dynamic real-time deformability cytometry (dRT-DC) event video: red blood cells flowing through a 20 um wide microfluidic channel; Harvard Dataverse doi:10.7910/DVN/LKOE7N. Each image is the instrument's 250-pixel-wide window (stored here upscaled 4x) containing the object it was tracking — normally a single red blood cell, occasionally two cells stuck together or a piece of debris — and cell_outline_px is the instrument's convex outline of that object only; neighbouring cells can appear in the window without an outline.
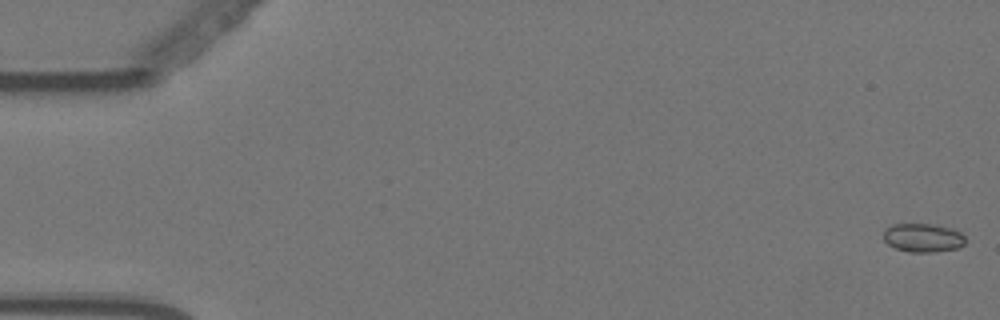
{"species": "Egyptian fruit bat (a non-hibernating species)", "species_latin": "Rousettus aegyptiacus", "temperature_condition": "warm", "stored_images_in_passage": 57, "camera_frame_rate_fps": 3000, "um_per_image_px": 0.085, "animal": {"sex": "female"}, "frame": {"image": 1, "passage_image": 1, "time_ms": 0.0, "image_size_px": [1000, 320], "cell_outline_px": [[964, 244], [956, 248], [936, 252], [908, 252], [896, 248], [888, 244], [884, 240], [884, 232], [892, 224], [928, 224], [948, 228], [960, 232], [964, 236]], "centroid_in_image_um": [78.43, 20.22], "position_along_channel_um": 6.6, "area_um2": 13.41}}
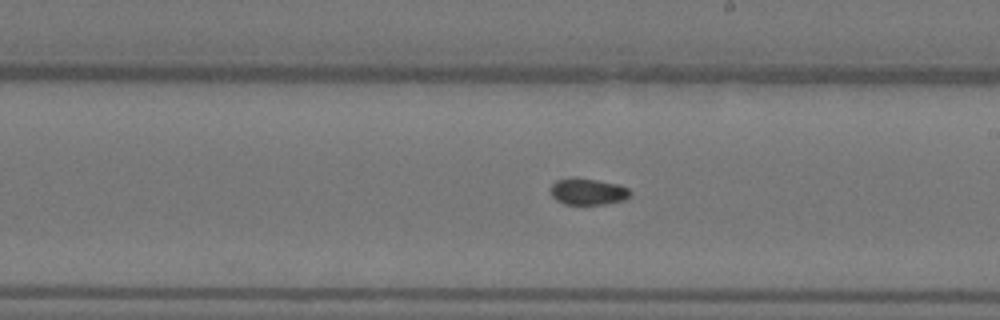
{"frame": {"image": 2, "passage_image": 33, "time_ms": 10.667, "image_size_px": [1000, 320], "cell_outline_px": [[632, 196], [624, 200], [604, 204], [564, 204], [556, 200], [552, 196], [552, 184], [556, 180], [576, 176], [620, 184], [628, 188], [632, 192]], "centroid_in_image_um": [50.01, 16.27], "position_along_channel_um": 239.0, "area_um2": 12.54}}
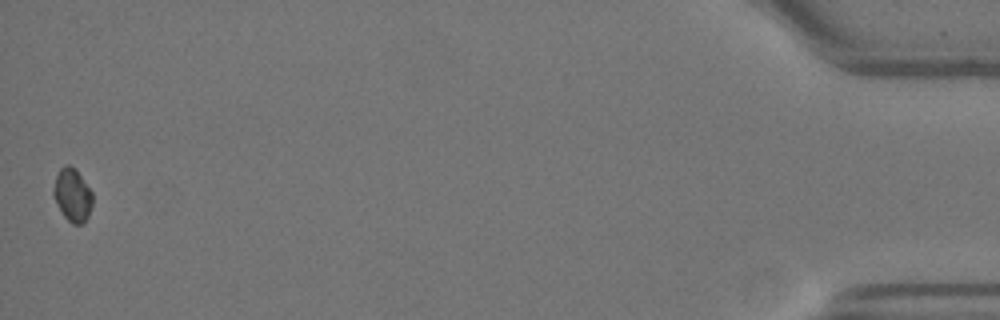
{"frame": {"image": 3, "passage_image": 57, "time_ms": 18.667, "image_size_px": [1000, 320], "cell_outline_px": [[92, 204], [88, 216], [80, 224], [72, 224], [64, 216], [52, 196], [52, 188], [56, 176], [60, 168], [64, 164], [68, 164], [76, 168], [92, 192]], "centroid_in_image_um": [6.13, 16.54], "position_along_channel_um": 429.1, "area_um2": 12.14}, "authors_computed_cell_mechanics": {"area_um2": 12.4848, "velocity_mm_per_s": 3.5525, "shape_relaxation_time_tau1_ms": null, "shape_relaxation_time_tau2_ms": 4.3615, "deformation_change_tau1": null, "deformation_change_tau2": 0.0418}}